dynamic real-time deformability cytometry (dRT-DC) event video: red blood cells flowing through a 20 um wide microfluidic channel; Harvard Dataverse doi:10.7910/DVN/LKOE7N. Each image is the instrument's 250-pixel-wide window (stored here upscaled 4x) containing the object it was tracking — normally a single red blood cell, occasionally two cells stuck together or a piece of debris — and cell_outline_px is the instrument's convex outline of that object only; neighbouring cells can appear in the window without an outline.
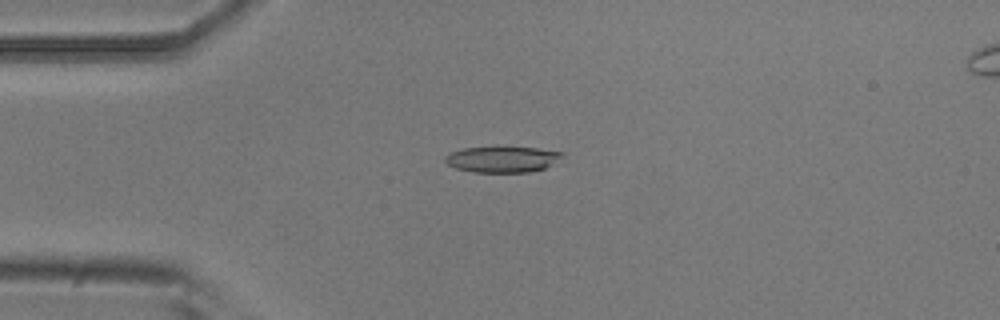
{"species": "common noctule bat (a hibernating species)", "species_latin": "Nyctalus noctula", "temperature_condition": "room temperature", "stored_images_in_passage": 10, "camera_frame_rate_fps": 3000, "um_per_image_px": 0.085, "animal": {"sex": "male", "body_mass_g": 20.5, "forearm_length_mm": 52.5}, "frame": {"image": 1, "passage_image": 4, "time_ms": 3.333, "image_size_px": [1000, 320], "cell_outline_px": [[564, 156], [544, 168], [528, 172], [472, 172], [456, 168], [448, 164], [444, 160], [444, 156], [452, 152], [464, 148], [496, 144], [536, 148], [564, 152]], "centroid_in_image_um": [42.67, 13.49], "position_along_channel_um": 42.3, "area_um2": 18.38}}
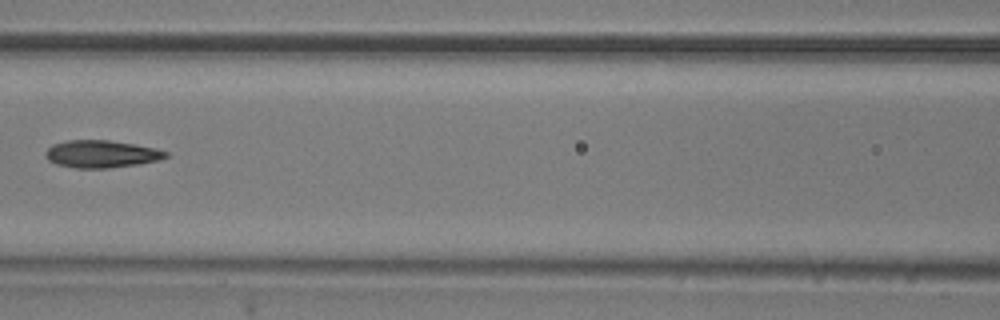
{"frame": {"image": 2, "passage_image": 7, "time_ms": 7.0, "image_size_px": [1000, 320], "cell_outline_px": [[168, 156], [160, 160], [136, 164], [108, 168], [76, 168], [56, 164], [48, 160], [44, 156], [44, 152], [52, 144], [68, 140], [108, 140], [156, 148], [168, 152]], "centroid_in_image_um": [8.58, 13.09], "position_along_channel_um": 158.0, "area_um2": 19.19}}
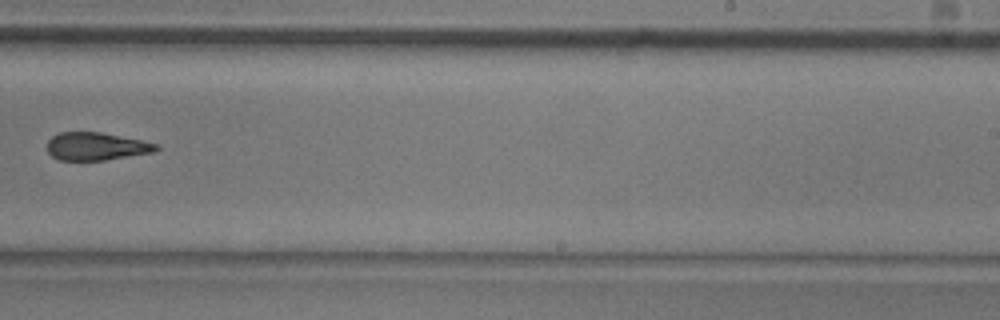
{"frame": {"image": 3, "passage_image": 10, "time_ms": 10.333, "image_size_px": [1000, 320], "cell_outline_px": [[160, 148], [152, 152], [104, 160], [60, 160], [52, 156], [48, 152], [48, 140], [52, 136], [60, 132], [100, 132], [140, 140], [156, 144]], "centroid_in_image_um": [8.14, 12.44], "position_along_channel_um": 280.9, "area_um2": 17.4}}